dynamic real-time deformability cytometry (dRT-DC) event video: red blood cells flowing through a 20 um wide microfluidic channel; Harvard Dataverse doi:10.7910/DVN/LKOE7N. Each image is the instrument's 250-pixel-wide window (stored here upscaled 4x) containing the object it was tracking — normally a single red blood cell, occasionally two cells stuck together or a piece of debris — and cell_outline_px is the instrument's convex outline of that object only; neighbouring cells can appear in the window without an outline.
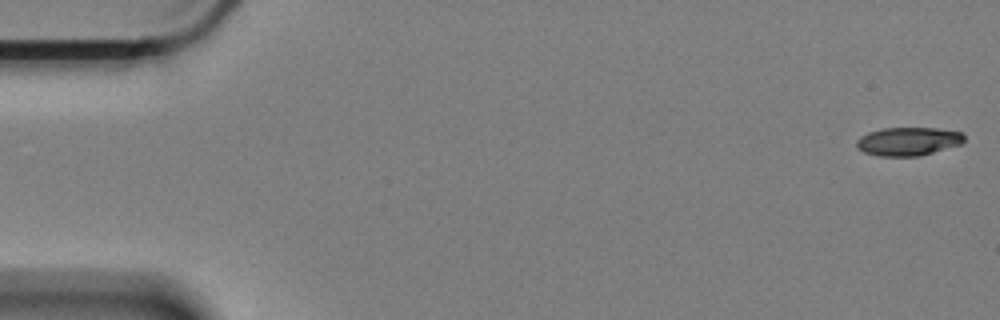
{"species": "Egyptian fruit bat (a non-hibernating species)", "species_latin": "Rousettus aegyptiacus", "temperature_condition": "cold", "stored_images_in_passage": 9, "camera_frame_rate_fps": 3000, "um_per_image_px": 0.085, "animal": {"sex": "female"}, "frame": {"image": 1, "passage_image": 1, "time_ms": 0.0, "image_size_px": [1000, 320], "cell_outline_px": [[964, 140], [960, 144], [932, 152], [916, 156], [880, 156], [864, 152], [856, 144], [856, 140], [860, 136], [868, 132], [884, 128], [936, 128], [964, 132]], "centroid_in_image_um": [77.19, 12.0], "position_along_channel_um": 7.8, "area_um2": 17.63}}